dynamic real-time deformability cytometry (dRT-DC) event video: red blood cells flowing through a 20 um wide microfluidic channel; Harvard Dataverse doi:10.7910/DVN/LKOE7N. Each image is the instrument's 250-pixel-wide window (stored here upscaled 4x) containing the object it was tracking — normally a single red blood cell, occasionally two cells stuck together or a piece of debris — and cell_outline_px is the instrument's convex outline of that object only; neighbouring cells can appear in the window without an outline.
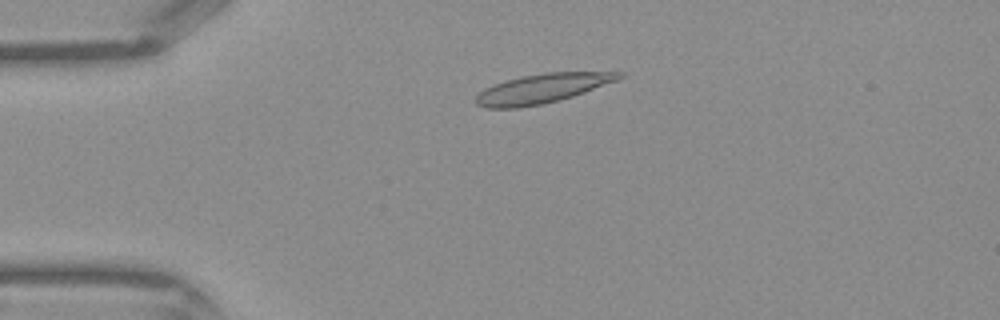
{"species": "Egyptian fruit bat (a non-hibernating species)", "species_latin": "Rousettus aegyptiacus", "temperature_condition": "warm", "stored_images_in_passage": 34, "camera_frame_rate_fps": 3000, "um_per_image_px": 0.085, "frame": {"image": 1, "passage_image": 1, "time_ms": 0.0, "image_size_px": [1000, 320], "cell_outline_px": [[624, 76], [616, 80], [584, 92], [560, 100], [520, 108], [488, 108], [476, 104], [476, 96], [484, 88], [508, 80], [524, 76], [544, 72], [624, 72]], "centroid_in_image_um": [46.08, 7.52], "position_along_channel_um": 38.9, "area_um2": 24.04}}
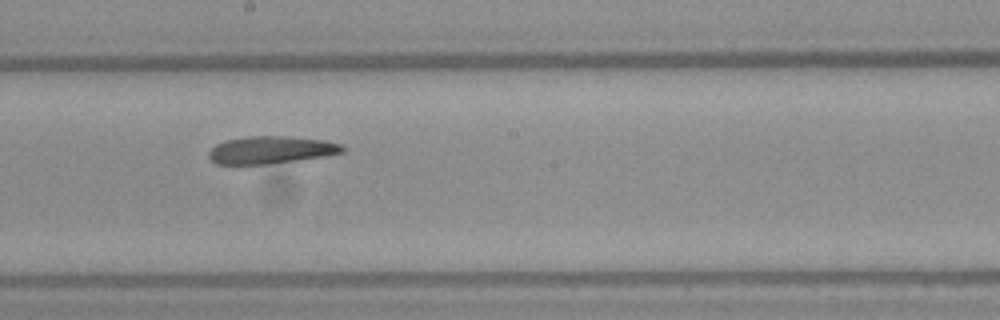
{"frame": {"image": 2, "passage_image": 15, "time_ms": 4.667, "image_size_px": [1000, 320], "cell_outline_px": [[344, 152], [324, 156], [296, 160], [264, 164], [216, 164], [208, 156], [208, 152], [216, 144], [224, 140], [248, 136], [288, 136], [324, 140], [340, 144], [344, 148]], "centroid_in_image_um": [23.0, 12.73], "position_along_channel_um": 225.2, "area_um2": 21.27}}
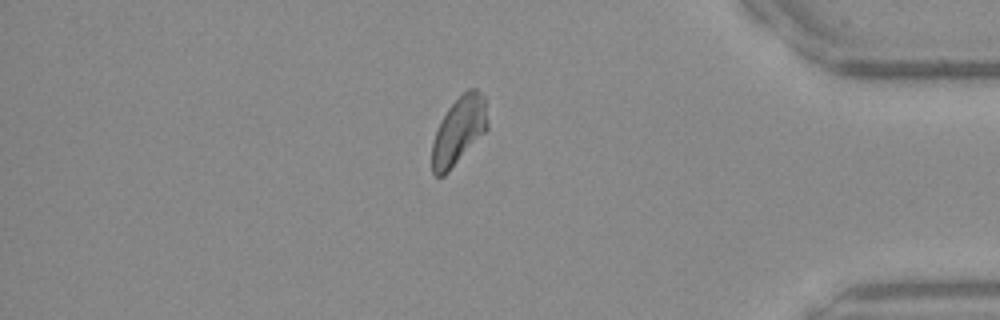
{"frame": {"image": 3, "passage_image": 28, "time_ms": 9.0, "image_size_px": [1000, 320], "cell_outline_px": [[488, 128], [448, 172], [444, 176], [436, 176], [432, 172], [432, 140], [440, 120], [448, 108], [468, 88], [476, 88], [484, 96], [488, 124]], "centroid_in_image_um": [38.98, 11.1], "position_along_channel_um": 396.2, "area_um2": 21.73}}